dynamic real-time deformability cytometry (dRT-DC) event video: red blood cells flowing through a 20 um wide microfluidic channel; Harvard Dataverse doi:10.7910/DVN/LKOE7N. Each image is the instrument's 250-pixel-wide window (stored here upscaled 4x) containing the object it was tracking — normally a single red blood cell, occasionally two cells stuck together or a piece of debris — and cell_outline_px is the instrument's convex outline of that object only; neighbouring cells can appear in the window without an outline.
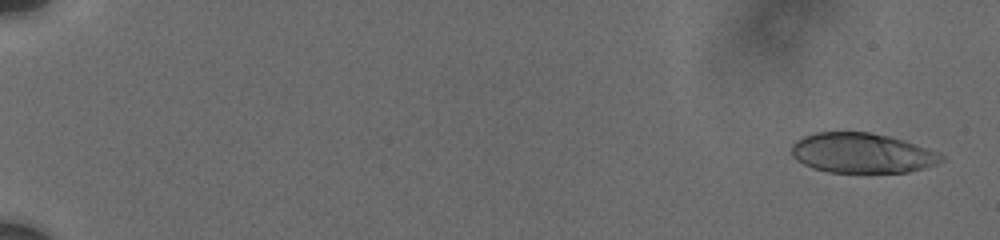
{"species": "human", "species_latin": "Homo sapiens", "temperature_condition": "cold", "stored_images_in_passage": 46, "camera_frame_rate_fps": 3000, "um_per_image_px": 0.085, "donor": {"sex": "male"}, "frame": {"image": 1, "passage_image": 6, "time_ms": 0.667, "image_size_px": [1000, 240], "cell_outline_px": [[944, 160], [936, 164], [924, 168], [908, 172], [828, 172], [812, 168], [796, 160], [792, 156], [792, 144], [796, 140], [804, 136], [816, 132], [868, 132], [888, 136], [904, 140], [940, 152], [944, 156]], "centroid_in_image_um": [73.28, 13.01], "position_along_channel_um": 11.7, "area_um2": 34.97}}
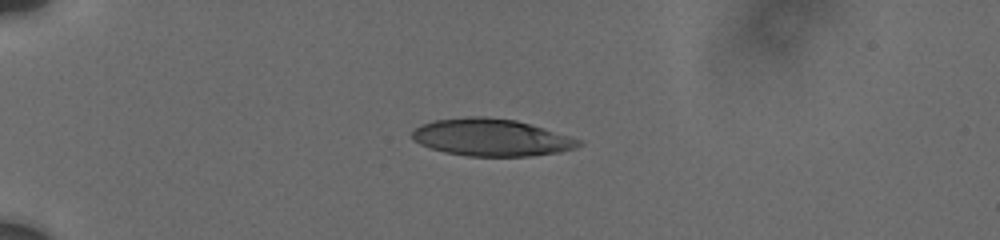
{"frame": {"image": 2, "passage_image": 35, "time_ms": 5.333, "image_size_px": [1000, 240], "cell_outline_px": [[584, 144], [576, 148], [560, 152], [532, 156], [468, 156], [444, 152], [420, 144], [412, 140], [412, 128], [420, 124], [432, 120], [468, 116], [484, 116], [516, 120], [568, 136], [580, 140]], "centroid_in_image_um": [41.71, 11.68], "position_along_channel_um": 43.3, "area_um2": 36.24}}